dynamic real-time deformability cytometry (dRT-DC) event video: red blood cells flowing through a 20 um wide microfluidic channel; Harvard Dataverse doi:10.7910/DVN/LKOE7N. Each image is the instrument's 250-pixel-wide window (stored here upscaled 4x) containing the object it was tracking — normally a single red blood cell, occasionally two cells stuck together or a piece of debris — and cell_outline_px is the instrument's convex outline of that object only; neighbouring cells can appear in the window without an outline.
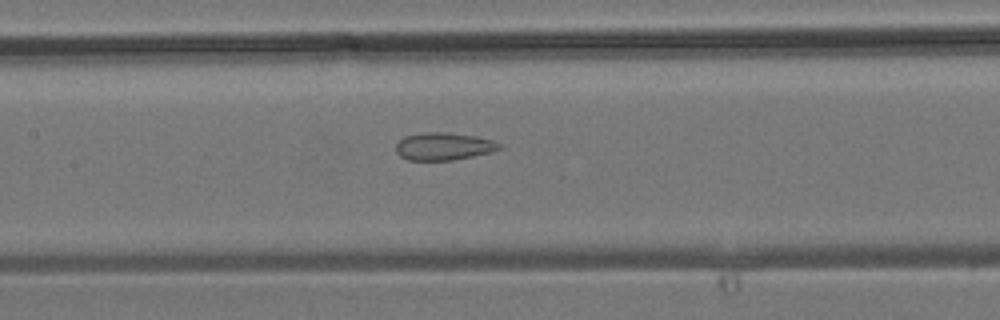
{"species": "common noctule bat (a hibernating species)", "species_latin": "Nyctalus noctula", "temperature_condition": "room temperature", "stored_images_in_passage": 32, "camera_frame_rate_fps": 3000, "um_per_image_px": 0.085, "animal": {"sex": "male", "body_mass_g": 19.2, "forearm_length_mm": 51.8}, "frame": {"image": 1, "passage_image": 14, "time_ms": 4.333, "image_size_px": [1000, 320], "cell_outline_px": [[504, 148], [492, 152], [452, 160], [408, 160], [400, 156], [396, 152], [396, 144], [404, 136], [420, 132], [444, 132], [476, 136], [492, 140], [500, 144]], "centroid_in_image_um": [37.71, 12.43], "position_along_channel_um": 169.7, "area_um2": 16.7}}
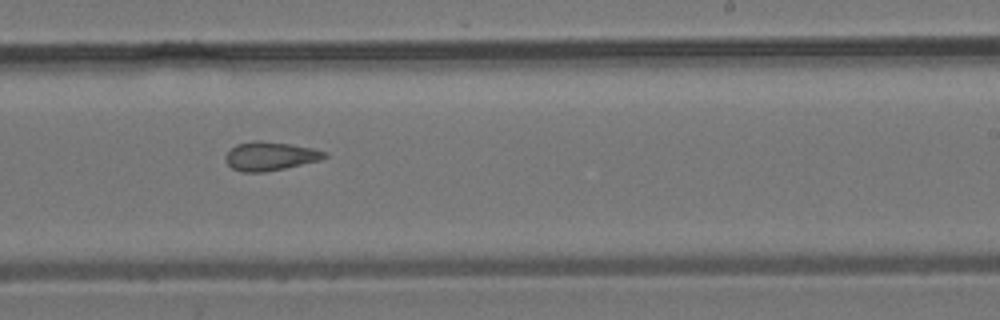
{"frame": {"image": 2, "passage_image": 20, "time_ms": 6.333, "image_size_px": [1000, 320], "cell_outline_px": [[328, 156], [320, 160], [284, 168], [264, 172], [240, 172], [232, 168], [224, 160], [224, 156], [236, 144], [256, 140], [260, 140], [292, 144], [312, 148], [328, 152]], "centroid_in_image_um": [22.95, 13.27], "position_along_channel_um": 266.0, "area_um2": 16.65}}
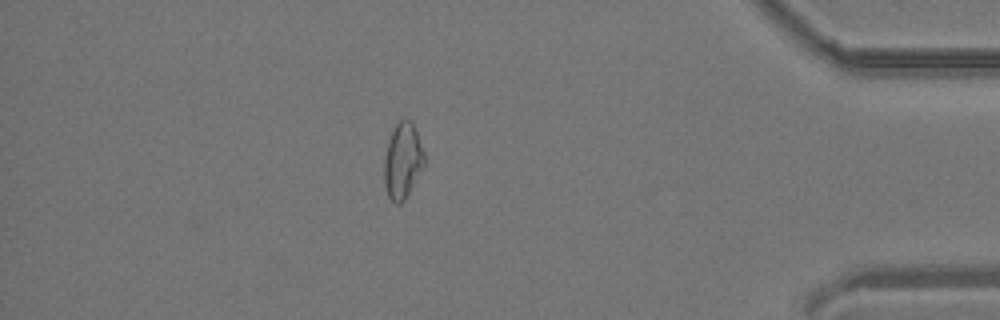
{"frame": {"image": 3, "passage_image": 31, "time_ms": 10.0, "image_size_px": [1000, 320], "cell_outline_px": [[424, 164], [404, 200], [400, 204], [396, 204], [388, 196], [384, 184], [384, 156], [388, 140], [396, 124], [404, 116], [412, 120], [424, 152]], "centroid_in_image_um": [34.21, 13.62], "position_along_channel_um": 401.0, "area_um2": 17.63}}